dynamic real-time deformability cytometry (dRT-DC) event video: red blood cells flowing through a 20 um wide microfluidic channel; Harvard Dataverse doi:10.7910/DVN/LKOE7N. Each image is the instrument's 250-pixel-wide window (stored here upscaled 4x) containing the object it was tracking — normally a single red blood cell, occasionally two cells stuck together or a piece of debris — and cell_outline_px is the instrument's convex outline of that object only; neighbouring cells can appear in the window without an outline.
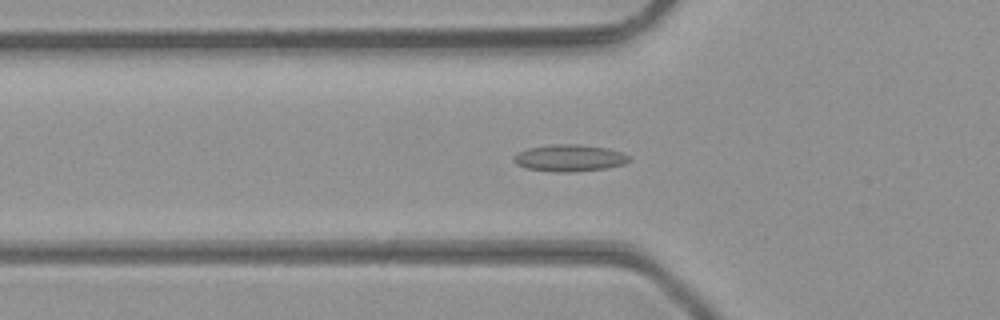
{"species": "common noctule bat (a hibernating species)", "species_latin": "Nyctalus noctula", "temperature_condition": "room temperature", "stored_images_in_passage": 36, "camera_frame_rate_fps": 3000, "um_per_image_px": 0.085, "animal": {"sex": "male", "body_mass_g": 23.1, "forearm_length_mm": 52.7}, "frame": {"image": 1, "passage_image": 5, "time_ms": 1.333, "image_size_px": [1000, 320], "cell_outline_px": [[632, 160], [624, 164], [604, 168], [572, 172], [552, 172], [524, 168], [516, 164], [512, 160], [512, 156], [528, 148], [552, 144], [580, 144], [608, 148], [632, 156]], "centroid_in_image_um": [48.4, 13.43], "position_along_channel_um": 77.4, "area_um2": 18.26}}
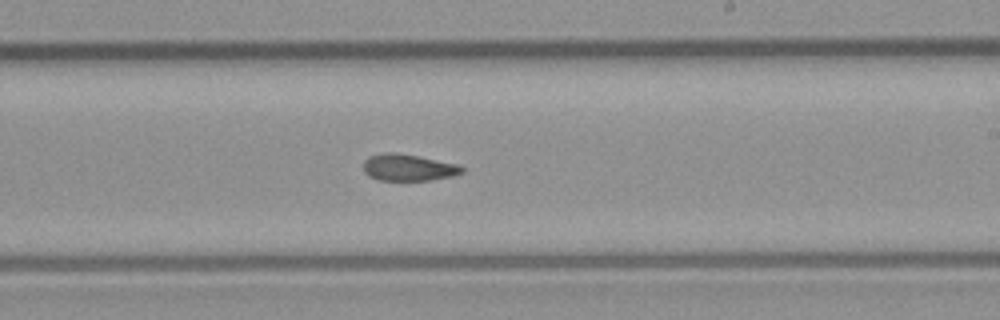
{"frame": {"image": 2, "passage_image": 17, "time_ms": 5.333, "image_size_px": [1000, 320], "cell_outline_px": [[464, 172], [452, 176], [428, 180], [380, 180], [368, 176], [364, 172], [364, 160], [368, 156], [384, 152], [396, 152], [460, 164], [464, 168]], "centroid_in_image_um": [34.7, 14.23], "position_along_channel_um": 254.3, "area_um2": 15.43}}
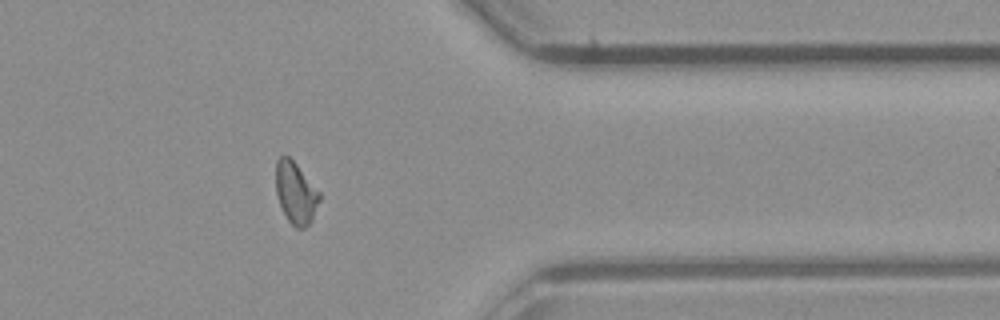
{"frame": {"image": 3, "passage_image": 27, "time_ms": 8.667, "image_size_px": [1000, 320], "cell_outline_px": [[320, 200], [312, 220], [304, 228], [296, 228], [288, 220], [280, 204], [276, 192], [276, 160], [280, 156], [288, 156], [296, 164], [320, 192]], "centroid_in_image_um": [25.14, 16.39], "position_along_channel_um": 386.3, "area_um2": 15.49}, "authors_computed_cell_mechanics": {"area_um2": 15.6349, "velocity_mm_per_s": 4.3985, "shape_relaxation_time_tau1_ms": null, "shape_relaxation_time_tau2_ms": 2.944, "deformation_change_tau1": null, "deformation_change_tau2": 0.088}}